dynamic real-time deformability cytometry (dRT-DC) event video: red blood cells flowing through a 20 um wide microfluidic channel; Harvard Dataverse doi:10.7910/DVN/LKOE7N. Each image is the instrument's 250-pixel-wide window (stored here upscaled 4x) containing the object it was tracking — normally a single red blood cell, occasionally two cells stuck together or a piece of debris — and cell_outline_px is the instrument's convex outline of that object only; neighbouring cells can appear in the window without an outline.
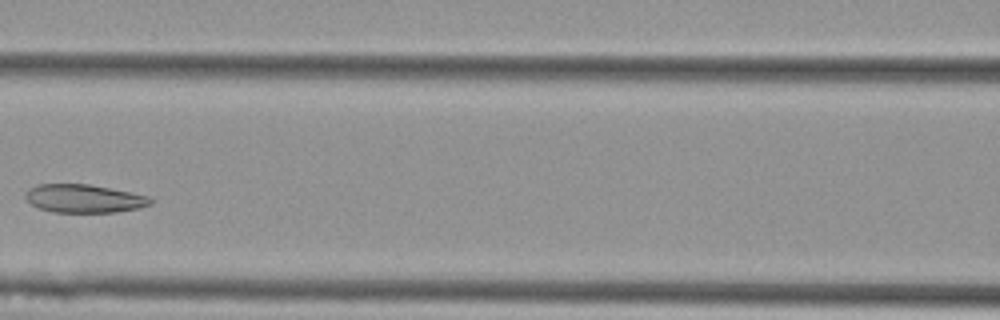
{"species": "Egyptian fruit bat (a non-hibernating species)", "species_latin": "Rousettus aegyptiacus", "temperature_condition": "cold", "stored_images_in_passage": 6, "camera_frame_rate_fps": 3000, "um_per_image_px": 0.085, "animal": {"sex": "female"}, "frame": {"image": 1, "passage_image": 5, "time_ms": 1.333, "image_size_px": [1000, 320], "cell_outline_px": [[152, 204], [140, 208], [116, 212], [52, 212], [40, 208], [32, 204], [24, 196], [28, 188], [36, 184], [88, 184], [148, 196], [152, 200]], "centroid_in_image_um": [7.12, 16.88], "position_along_channel_um": 159.5, "area_um2": 20.46}}
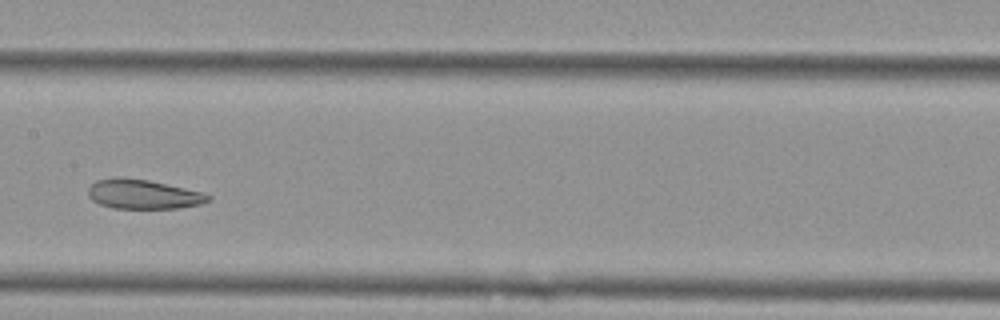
{"frame": {"image": 2, "passage_image": 6, "time_ms": 1.667, "image_size_px": [1000, 320], "cell_outline_px": [[212, 196], [208, 200], [200, 204], [180, 208], [112, 208], [100, 204], [92, 200], [88, 196], [88, 188], [96, 180], [116, 176], [148, 180], [204, 192]], "centroid_in_image_um": [12.15, 16.5], "position_along_channel_um": 195.3, "area_um2": 20.63}}